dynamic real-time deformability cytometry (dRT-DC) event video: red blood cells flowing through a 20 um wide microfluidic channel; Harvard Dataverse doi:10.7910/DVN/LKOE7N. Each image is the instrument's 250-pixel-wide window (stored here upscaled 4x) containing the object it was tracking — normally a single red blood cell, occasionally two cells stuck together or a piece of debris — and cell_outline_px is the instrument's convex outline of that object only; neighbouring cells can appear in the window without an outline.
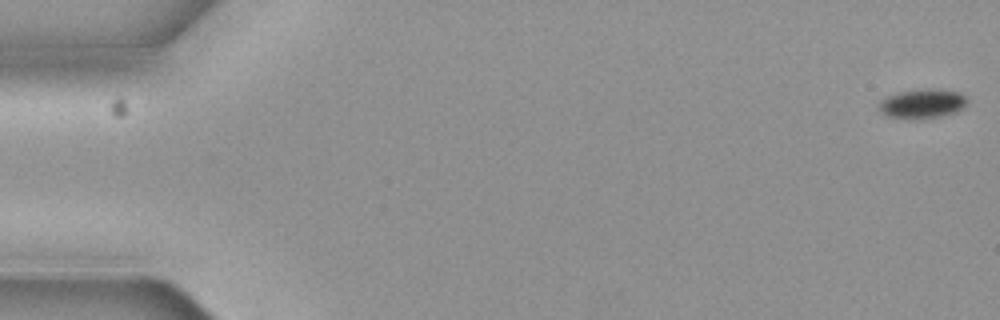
{"species": "common noctule bat (a hibernating species)", "species_latin": "Nyctalus noctula", "temperature_condition": "cold", "stored_images_in_passage": 6, "camera_frame_rate_fps": 3000, "um_per_image_px": 0.085, "animal": {"sex": "female", "body_mass_g": 19.3, "forearm_length_mm": 54.1}, "frame": {"image": 1, "passage_image": 1, "time_ms": 0.0, "image_size_px": [1000, 320], "cell_outline_px": [[968, 100], [964, 108], [956, 112], [940, 116], [888, 116], [880, 112], [880, 100], [888, 96], [900, 92], [924, 88], [932, 88], [960, 92]], "centroid_in_image_um": [78.46, 8.75], "position_along_channel_um": 6.5, "area_um2": 14.45}}
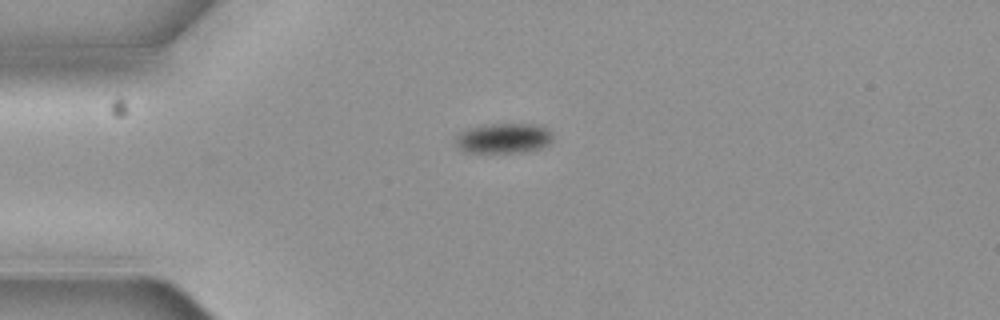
{"frame": {"image": 2, "passage_image": 5, "time_ms": 1.333, "image_size_px": [1000, 320], "cell_outline_px": [[552, 136], [548, 144], [540, 148], [520, 152], [464, 152], [456, 144], [456, 136], [460, 132], [468, 128], [488, 124], [532, 124], [544, 128]], "centroid_in_image_um": [42.74, 11.75], "position_along_channel_um": 42.3, "area_um2": 16.65}}